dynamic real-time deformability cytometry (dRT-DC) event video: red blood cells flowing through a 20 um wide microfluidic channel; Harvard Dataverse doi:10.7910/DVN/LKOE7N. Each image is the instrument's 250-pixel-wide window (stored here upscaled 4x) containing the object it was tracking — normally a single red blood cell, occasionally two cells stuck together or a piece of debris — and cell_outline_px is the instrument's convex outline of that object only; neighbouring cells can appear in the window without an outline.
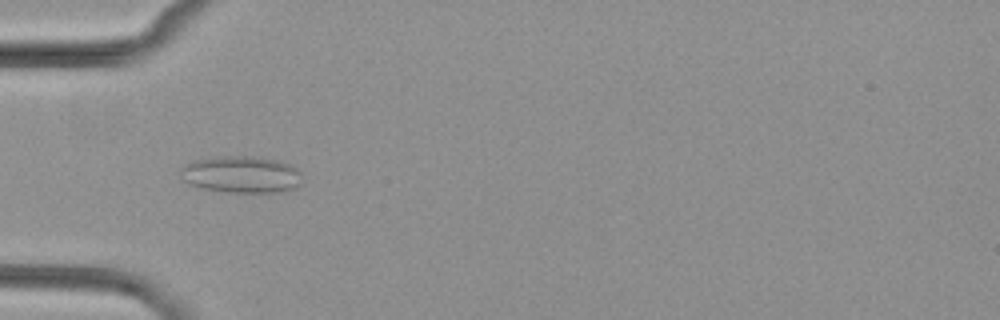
{"species": "common noctule bat (a hibernating species)", "species_latin": "Nyctalus noctula", "temperature_condition": "cold", "stored_images_in_passage": 5, "camera_frame_rate_fps": 3000, "um_per_image_px": 0.085, "animal": {"sex": "female", "body_mass_g": 29.2, "forearm_length_mm": 56.3}, "frame": {"image": 1, "passage_image": 3, "time_ms": 3.0, "image_size_px": [1000, 320], "cell_outline_px": [[300, 184], [296, 188], [280, 192], [224, 192], [200, 188], [188, 184], [184, 180], [180, 168], [184, 164], [192, 160], [224, 156], [256, 156], [280, 160], [292, 164], [300, 172]], "centroid_in_image_um": [20.52, 14.82], "position_along_channel_um": 64.5, "area_um2": 26.47}}
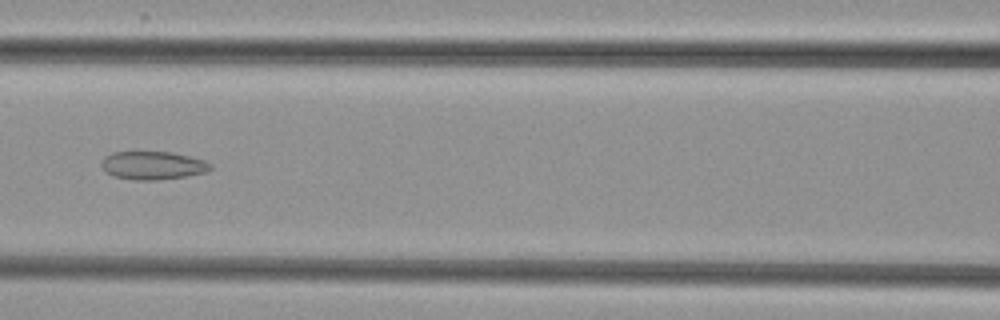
{"frame": {"image": 2, "passage_image": 5, "time_ms": 5.333, "image_size_px": [1000, 320], "cell_outline_px": [[212, 168], [208, 172], [188, 176], [156, 180], [132, 180], [112, 176], [104, 168], [104, 156], [112, 152], [172, 152], [204, 160], [212, 164]], "centroid_in_image_um": [13.05, 14.07], "position_along_channel_um": 153.6, "area_um2": 17.86}}